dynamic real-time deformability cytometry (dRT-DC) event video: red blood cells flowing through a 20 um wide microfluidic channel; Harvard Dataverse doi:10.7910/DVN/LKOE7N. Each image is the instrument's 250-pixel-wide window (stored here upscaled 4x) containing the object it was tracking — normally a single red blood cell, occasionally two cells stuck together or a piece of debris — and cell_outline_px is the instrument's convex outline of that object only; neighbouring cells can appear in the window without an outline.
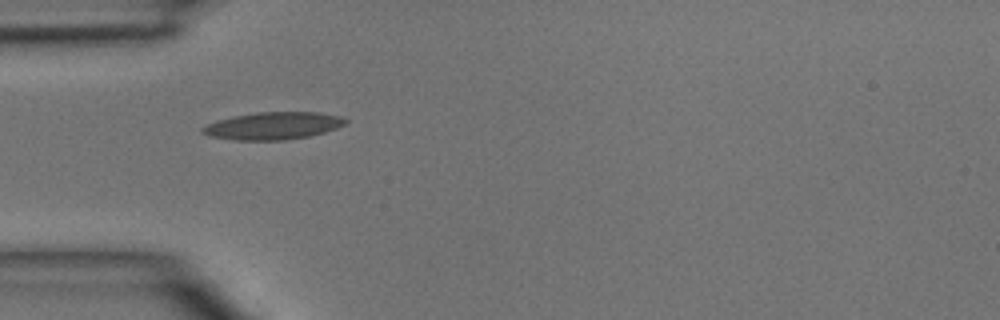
{"species": "common noctule bat (a hibernating species)", "species_latin": "Nyctalus noctula", "temperature_condition": "room temperature", "stored_images_in_passage": 5, "camera_frame_rate_fps": 3000, "um_per_image_px": 0.085, "animal": {"sex": "male", "body_mass_g": 15.6}, "frame": {"image": 1, "passage_image": 1, "time_ms": 0.0, "image_size_px": [1000, 320], "cell_outline_px": [[348, 120], [344, 124], [336, 128], [324, 132], [308, 136], [284, 140], [236, 140], [208, 136], [200, 132], [200, 128], [216, 120], [232, 116], [256, 112], [320, 112], [340, 116]], "centroid_in_image_um": [23.17, 10.69], "position_along_channel_um": 61.8, "area_um2": 22.89}}
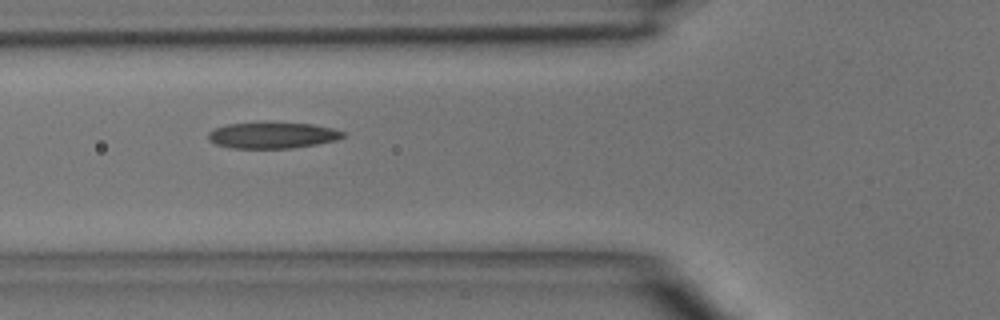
{"frame": {"image": 2, "passage_image": 2, "time_ms": 1.0, "image_size_px": [1000, 320], "cell_outline_px": [[344, 136], [336, 140], [316, 144], [292, 148], [232, 148], [216, 144], [208, 140], [208, 132], [216, 128], [228, 124], [312, 124], [332, 128], [344, 132]], "centroid_in_image_um": [23.15, 11.52], "position_along_channel_um": 102.6, "area_um2": 19.88}}